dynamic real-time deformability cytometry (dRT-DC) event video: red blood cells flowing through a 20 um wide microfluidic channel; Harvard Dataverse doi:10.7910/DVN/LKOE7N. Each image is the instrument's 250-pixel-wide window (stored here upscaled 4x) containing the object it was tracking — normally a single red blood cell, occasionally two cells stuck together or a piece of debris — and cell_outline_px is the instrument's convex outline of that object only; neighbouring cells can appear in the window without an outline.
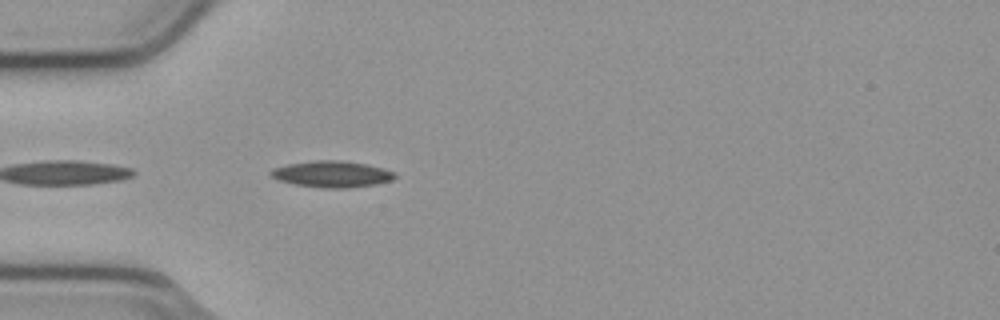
{"species": "common noctule bat (a hibernating species)", "species_latin": "Nyctalus noctula", "temperature_condition": "cold", "stored_images_in_passage": 9, "camera_frame_rate_fps": 3000, "um_per_image_px": 0.085, "animal": {"sex": "male", "body_mass_g": 23.1, "forearm_length_mm": 52.7}, "frame": {"image": 1, "passage_image": 2, "time_ms": 0.333, "image_size_px": [1000, 320], "cell_outline_px": [[396, 176], [392, 180], [376, 184], [348, 188], [324, 188], [296, 184], [276, 180], [268, 176], [268, 172], [272, 168], [288, 164], [316, 160], [336, 160], [364, 164], [396, 172]], "centroid_in_image_um": [28.15, 14.8], "position_along_channel_um": 56.9, "area_um2": 19.02}}